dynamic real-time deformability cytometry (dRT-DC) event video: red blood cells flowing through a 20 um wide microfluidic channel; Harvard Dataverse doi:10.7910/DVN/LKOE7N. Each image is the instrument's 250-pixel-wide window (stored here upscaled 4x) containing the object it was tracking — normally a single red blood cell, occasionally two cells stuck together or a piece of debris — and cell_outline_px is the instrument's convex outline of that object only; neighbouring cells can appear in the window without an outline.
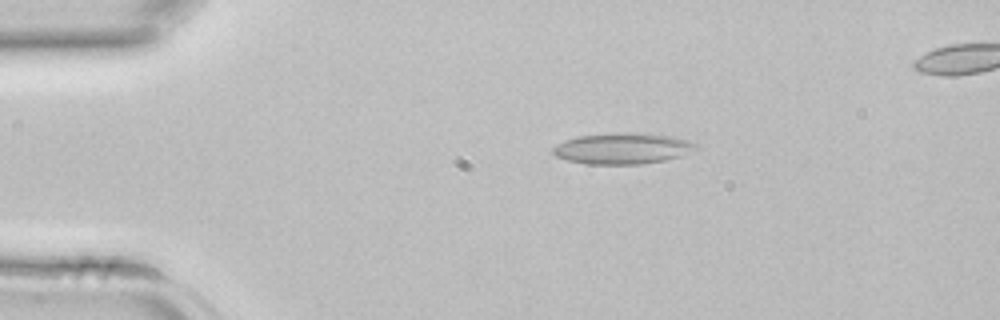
{"species": "common noctule bat (a hibernating species)", "species_latin": "Nyctalus noctula", "temperature_condition": "room temperature", "stored_images_in_passage": 35, "camera_frame_rate_fps": 3000, "um_per_image_px": 0.085, "animal": {"sex": "female", "body_mass_g": 22.7, "forearm_length_mm": 54.2}, "frame": {"image": 1, "passage_image": 1, "time_ms": 0.0, "image_size_px": [1000, 320], "cell_outline_px": [[700, 144], [696, 148], [680, 156], [664, 160], [640, 164], [584, 164], [568, 160], [556, 156], [552, 152], [552, 148], [564, 140], [580, 136], [624, 132], [640, 132], [672, 136], [688, 140]], "centroid_in_image_um": [52.93, 12.61], "position_along_channel_um": 32.1, "area_um2": 25.84}}
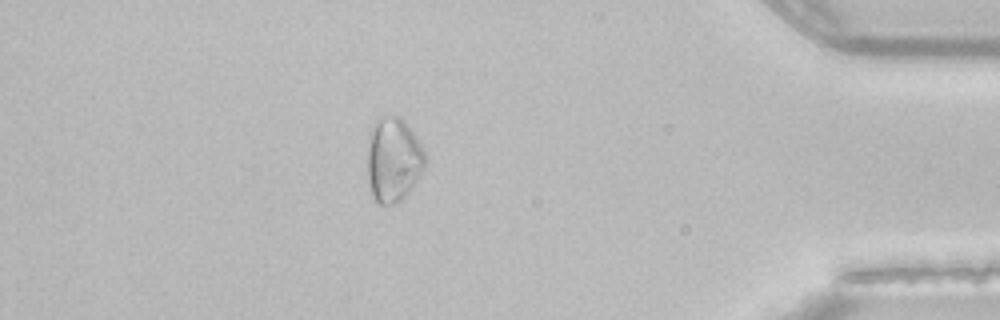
{"frame": {"image": 2, "passage_image": 30, "time_ms": 9.667, "image_size_px": [1000, 320], "cell_outline_px": [[424, 168], [408, 192], [400, 200], [392, 204], [376, 204], [372, 196], [368, 180], [368, 152], [372, 132], [376, 124], [380, 120], [392, 116], [400, 116], [404, 120], [416, 136], [424, 148]], "centroid_in_image_um": [33.45, 13.62], "position_along_channel_um": 401.8, "area_um2": 27.63}}